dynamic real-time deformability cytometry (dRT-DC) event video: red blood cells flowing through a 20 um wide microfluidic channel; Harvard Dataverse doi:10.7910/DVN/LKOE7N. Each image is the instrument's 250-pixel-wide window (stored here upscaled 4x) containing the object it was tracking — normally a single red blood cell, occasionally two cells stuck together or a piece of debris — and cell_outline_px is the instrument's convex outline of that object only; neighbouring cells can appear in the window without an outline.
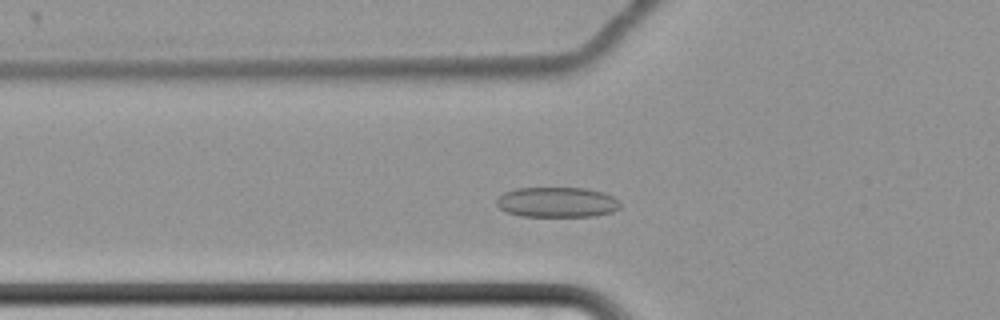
{"species": "common noctule bat (a hibernating species)", "species_latin": "Nyctalus noctula", "temperature_condition": "cold", "stored_images_in_passage": 55, "camera_frame_rate_fps": 3000, "um_per_image_px": 0.085, "animal": {"sex": "female", "body_mass_g": 22.7, "forearm_length_mm": 54.2}, "frame": {"image": 1, "passage_image": 16, "time_ms": 5.0, "image_size_px": [1000, 320], "cell_outline_px": [[620, 208], [612, 212], [592, 216], [520, 216], [508, 212], [500, 208], [496, 204], [496, 200], [504, 192], [516, 188], [584, 188], [604, 192], [620, 200]], "centroid_in_image_um": [47.37, 17.18], "position_along_channel_um": 78.4, "area_um2": 21.79}}
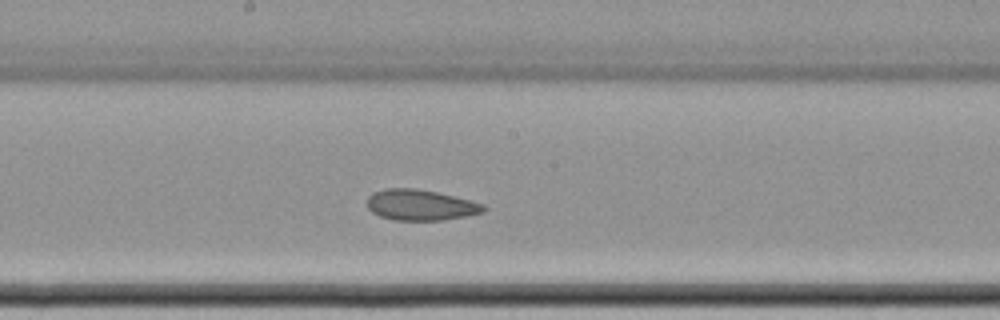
{"frame": {"image": 2, "passage_image": 28, "time_ms": 9.0, "image_size_px": [1000, 320], "cell_outline_px": [[488, 208], [484, 212], [444, 220], [392, 220], [380, 216], [372, 212], [368, 208], [368, 196], [372, 192], [384, 188], [416, 188], [436, 192], [484, 204]], "centroid_in_image_um": [35.72, 17.42], "position_along_channel_um": 212.5, "area_um2": 20.87}}
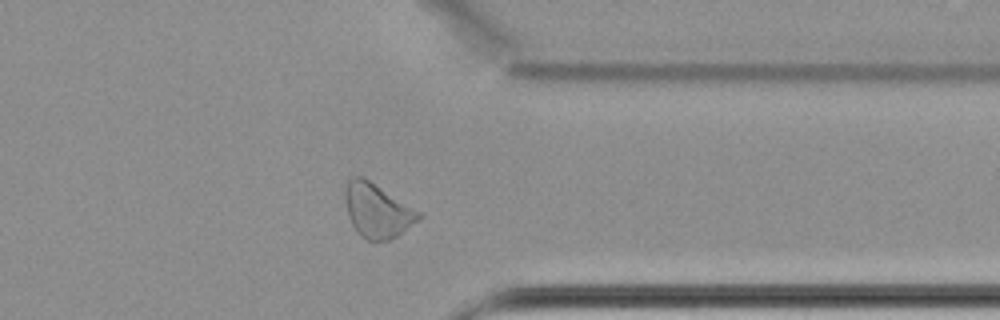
{"frame": {"image": 3, "passage_image": 43, "time_ms": 14.0, "image_size_px": [1000, 320], "cell_outline_px": [[424, 216], [396, 236], [388, 240], [364, 240], [356, 232], [348, 216], [344, 200], [344, 192], [348, 180], [352, 176], [360, 176], [368, 180], [424, 212]], "centroid_in_image_um": [32.08, 17.9], "position_along_channel_um": 379.3, "area_um2": 23.41}, "authors_computed_cell_mechanics": {"area_um2": 22.3686, "velocity_mm_per_s": 3.3894, "shape_relaxation_time_tau1_ms": null, "shape_relaxation_time_tau2_ms": 2.442, "deformation_change_tau1": null, "deformation_change_tau2": 0.0798}}